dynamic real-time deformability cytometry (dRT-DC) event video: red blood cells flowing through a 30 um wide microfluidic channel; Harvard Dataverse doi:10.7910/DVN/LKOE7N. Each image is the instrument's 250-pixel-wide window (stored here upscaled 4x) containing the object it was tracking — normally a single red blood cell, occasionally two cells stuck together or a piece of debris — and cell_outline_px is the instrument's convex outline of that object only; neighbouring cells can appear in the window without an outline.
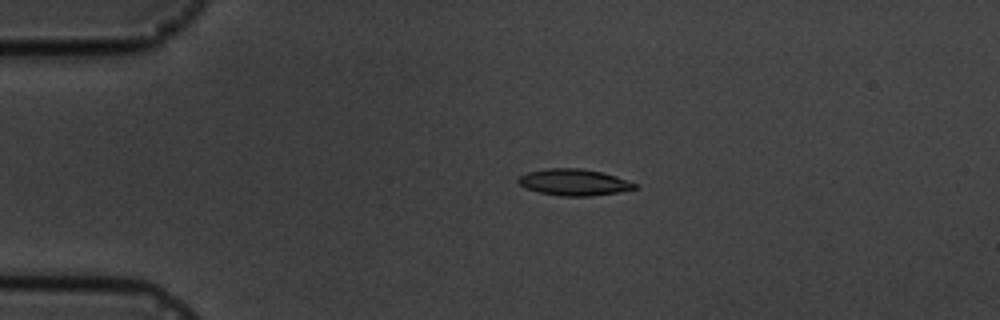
{"species": "common noctule bat (a hibernating species)", "species_latin": "Nyctalus noctula", "temperature_condition": "cold", "stored_images_in_passage": 4, "segment_of_instrument_passage": [1, 2], "camera_frame_rate_fps": 3000, "um_per_image_px": 0.085, "animal": {"sex": "male", "body_mass_g": 19.5, "forearm_length_mm": 54.6}, "frame": {"image": 1, "passage_image": 2, "time_ms": 1.0, "image_size_px": [1000, 320], "cell_outline_px": [[636, 188], [616, 192], [592, 196], [564, 196], [540, 192], [528, 188], [520, 184], [516, 180], [520, 176], [528, 172], [548, 168], [580, 168], [600, 172], [616, 176], [628, 180], [636, 184]], "centroid_in_image_um": [48.78, 15.48], "position_along_channel_um": 36.2, "area_um2": 17.63}}